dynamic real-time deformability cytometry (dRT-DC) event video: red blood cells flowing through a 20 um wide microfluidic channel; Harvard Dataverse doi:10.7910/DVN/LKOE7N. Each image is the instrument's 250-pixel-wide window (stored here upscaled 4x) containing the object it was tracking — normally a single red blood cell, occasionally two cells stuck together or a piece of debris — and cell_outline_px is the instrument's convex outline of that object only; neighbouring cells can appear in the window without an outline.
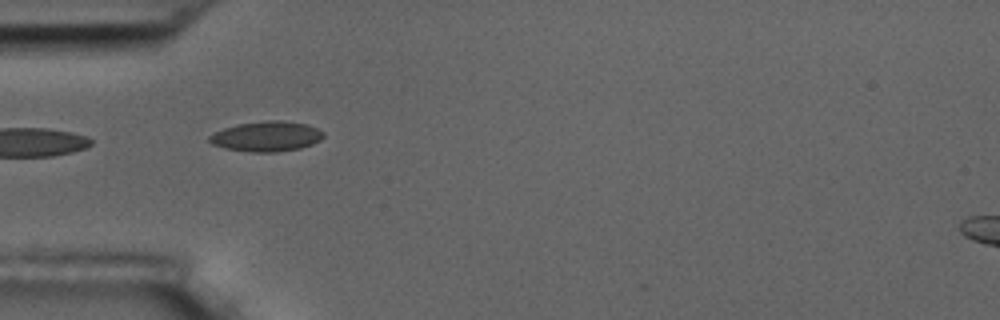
{"species": "common noctule bat (a hibernating species)", "species_latin": "Nyctalus noctula", "temperature_condition": "room temperature", "stored_images_in_passage": 5, "camera_frame_rate_fps": 3000, "um_per_image_px": 0.085, "animal": {"sex": "male", "body_mass_g": 17.5, "forearm_length_mm": 52.3}, "frame": {"image": 1, "passage_image": 4, "time_ms": 3.333, "image_size_px": [1000, 320], "cell_outline_px": [[324, 136], [320, 140], [312, 144], [300, 148], [276, 152], [252, 152], [224, 148], [212, 144], [208, 140], [208, 136], [224, 128], [236, 124], [268, 120], [280, 120], [308, 124], [324, 132]], "centroid_in_image_um": [22.66, 11.59], "position_along_channel_um": 62.3, "area_um2": 20.06}}